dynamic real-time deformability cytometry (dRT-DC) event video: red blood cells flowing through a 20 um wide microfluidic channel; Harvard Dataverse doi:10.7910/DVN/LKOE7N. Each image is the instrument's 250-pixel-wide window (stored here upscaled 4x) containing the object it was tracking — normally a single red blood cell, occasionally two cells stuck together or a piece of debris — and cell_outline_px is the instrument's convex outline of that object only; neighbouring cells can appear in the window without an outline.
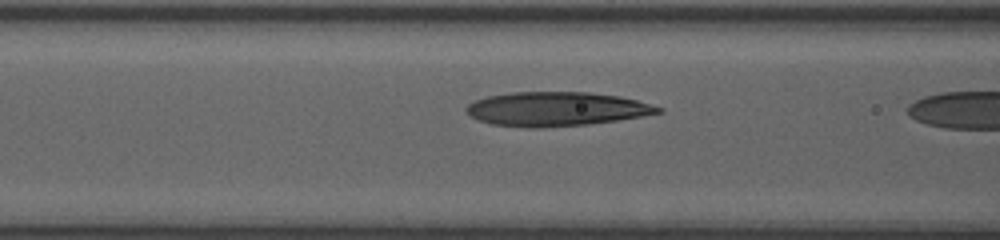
{"species": "human", "species_latin": "Homo sapiens", "temperature_condition": "room temperature", "stored_images_in_passage": 17, "camera_frame_rate_fps": 3000, "um_per_image_px": 0.085, "donor": {"sex": "female"}, "frame": {"image": 1, "passage_image": 16, "time_ms": 5.0, "image_size_px": [1000, 240], "cell_outline_px": [[664, 112], [616, 120], [588, 124], [536, 128], [528, 128], [492, 124], [480, 120], [472, 116], [464, 108], [468, 104], [476, 100], [488, 96], [512, 92], [588, 92], [620, 96], [636, 100], [664, 108]], "centroid_in_image_um": [47.3, 9.26], "position_along_channel_um": 119.3, "area_um2": 37.92}}